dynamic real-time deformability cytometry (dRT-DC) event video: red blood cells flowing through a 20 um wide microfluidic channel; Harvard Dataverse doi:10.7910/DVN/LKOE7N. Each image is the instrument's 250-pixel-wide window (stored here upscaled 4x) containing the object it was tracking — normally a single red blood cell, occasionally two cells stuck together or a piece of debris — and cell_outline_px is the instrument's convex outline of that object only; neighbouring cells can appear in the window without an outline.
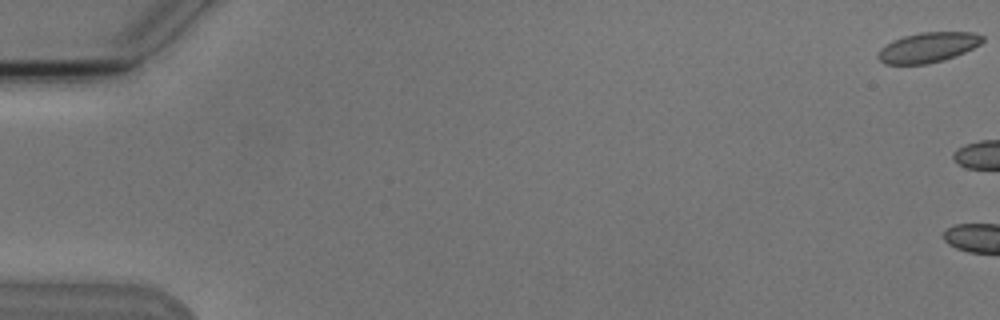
{"species": "Egyptian fruit bat (a non-hibernating species)", "species_latin": "Rousettus aegyptiacus", "temperature_condition": "cold", "stored_images_in_passage": 9, "camera_frame_rate_fps": 3000, "um_per_image_px": 0.085, "animal": {"sex": "male"}, "frame": {"image": 1, "passage_image": 1, "time_ms": 0.0, "image_size_px": [1000, 320], "cell_outline_px": [[984, 40], [980, 44], [956, 56], [944, 60], [928, 64], [884, 64], [876, 56], [880, 48], [904, 36], [920, 32], [976, 32], [984, 36]], "centroid_in_image_um": [78.9, 4.03], "position_along_channel_um": 6.1, "area_um2": 18.26}}